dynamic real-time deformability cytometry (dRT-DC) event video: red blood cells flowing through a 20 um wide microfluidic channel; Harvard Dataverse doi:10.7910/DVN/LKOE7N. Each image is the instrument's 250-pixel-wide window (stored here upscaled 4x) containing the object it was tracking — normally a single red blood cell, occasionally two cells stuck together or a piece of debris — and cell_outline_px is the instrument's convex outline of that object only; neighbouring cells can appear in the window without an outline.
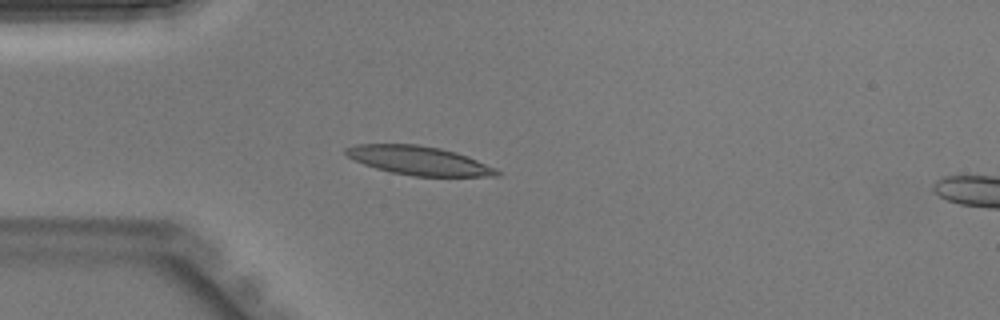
{"species": "Egyptian fruit bat (a non-hibernating species)", "species_latin": "Rousettus aegyptiacus", "temperature_condition": "warm", "stored_images_in_passage": 44, "camera_frame_rate_fps": 3000, "um_per_image_px": 0.085, "animal": {"sex": "male"}, "frame": {"image": 1, "passage_image": 12, "time_ms": 3.667, "image_size_px": [1000, 320], "cell_outline_px": [[500, 176], [412, 176], [392, 172], [376, 168], [364, 164], [348, 156], [344, 152], [344, 148], [356, 144], [416, 144], [440, 148], [456, 152], [468, 156], [496, 168], [500, 172]], "centroid_in_image_um": [35.62, 13.64], "position_along_channel_um": 49.4, "area_um2": 25.26}}
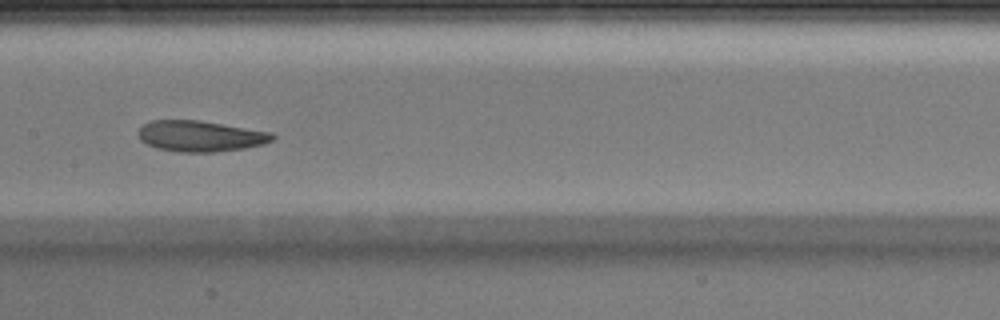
{"frame": {"image": 2, "passage_image": 22, "time_ms": 7.0, "image_size_px": [1000, 320], "cell_outline_px": [[276, 136], [272, 140], [264, 144], [244, 148], [216, 152], [180, 152], [156, 148], [140, 140], [140, 128], [148, 120], [196, 120], [272, 132]], "centroid_in_image_um": [17.04, 11.57], "position_along_channel_um": 190.4, "area_um2": 23.99}}
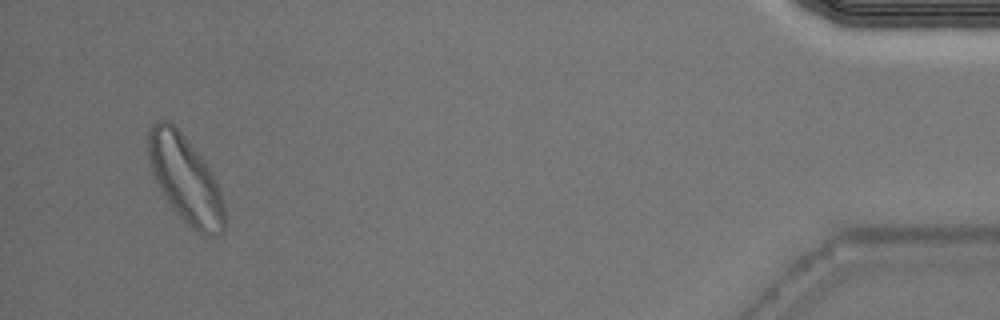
{"frame": {"image": 3, "passage_image": 42, "time_ms": 13.667, "image_size_px": [1000, 320], "cell_outline_px": [[224, 232], [220, 236], [200, 236], [172, 208], [160, 192], [152, 172], [148, 152], [148, 128], [156, 120], [168, 120], [184, 136], [208, 168], [220, 192], [224, 204]], "centroid_in_image_um": [15.73, 15.28], "position_along_channel_um": 419.5, "area_um2": 38.26}}